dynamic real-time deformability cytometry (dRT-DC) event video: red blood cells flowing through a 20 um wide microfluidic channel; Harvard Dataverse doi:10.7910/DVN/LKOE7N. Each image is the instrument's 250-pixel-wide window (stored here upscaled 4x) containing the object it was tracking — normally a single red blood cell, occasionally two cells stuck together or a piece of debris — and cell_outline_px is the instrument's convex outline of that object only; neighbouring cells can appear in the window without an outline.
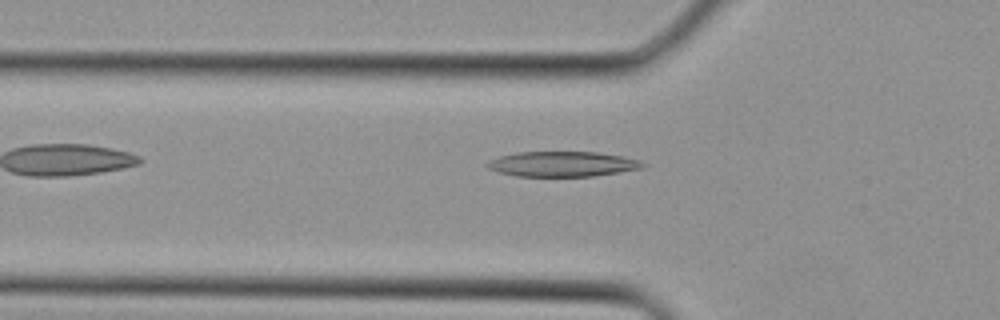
{"species": "Egyptian fruit bat (a non-hibernating species)", "species_latin": "Rousettus aegyptiacus", "temperature_condition": "cold", "stored_images_in_passage": 3, "camera_frame_rate_fps": 3000, "um_per_image_px": 0.085, "animal": {"sex": "female"}, "frame": {"image": 1, "passage_image": 3, "time_ms": 0.667, "image_size_px": [1000, 320], "cell_outline_px": [[648, 164], [644, 168], [620, 172], [592, 176], [516, 176], [500, 172], [488, 168], [484, 164], [488, 160], [500, 156], [516, 152], [596, 152], [624, 156], [640, 160]], "centroid_in_image_um": [47.84, 13.94], "position_along_channel_um": 78.0, "area_um2": 22.95}}